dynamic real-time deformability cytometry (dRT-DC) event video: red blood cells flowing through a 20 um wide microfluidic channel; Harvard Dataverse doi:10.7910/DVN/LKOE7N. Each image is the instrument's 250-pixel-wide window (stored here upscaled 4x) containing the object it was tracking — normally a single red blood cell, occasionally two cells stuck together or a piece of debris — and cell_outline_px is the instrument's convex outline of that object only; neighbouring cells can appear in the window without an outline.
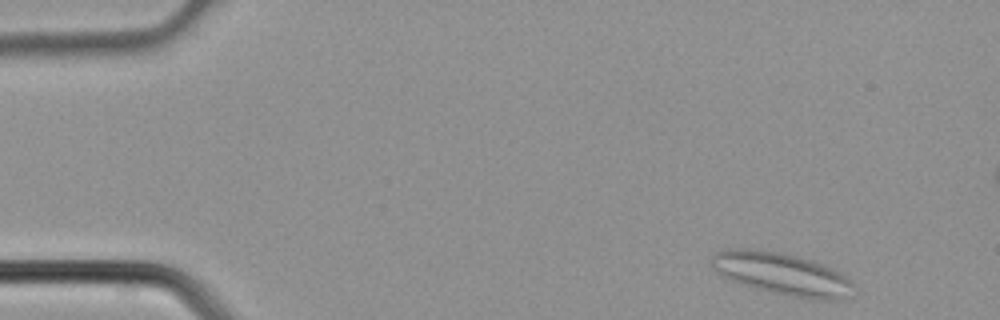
{"species": "common noctule bat (a hibernating species)", "species_latin": "Nyctalus noctula", "temperature_condition": "cold", "stored_images_in_passage": 4, "camera_frame_rate_fps": 3000, "um_per_image_px": 0.085, "animal": {"sex": "male", "body_mass_g": 21.5, "forearm_length_mm": 52.0}, "frame": {"image": 1, "passage_image": 1, "time_ms": 0.0, "image_size_px": [1000, 320], "cell_outline_px": [[856, 288], [848, 296], [840, 300], [812, 300], [772, 292], [756, 288], [732, 280], [716, 272], [708, 264], [708, 260], [716, 252], [724, 248], [756, 248], [780, 252], [812, 260], [832, 268], [840, 272]], "centroid_in_image_um": [66.42, 23.26], "position_along_channel_um": 18.6, "area_um2": 35.26}}